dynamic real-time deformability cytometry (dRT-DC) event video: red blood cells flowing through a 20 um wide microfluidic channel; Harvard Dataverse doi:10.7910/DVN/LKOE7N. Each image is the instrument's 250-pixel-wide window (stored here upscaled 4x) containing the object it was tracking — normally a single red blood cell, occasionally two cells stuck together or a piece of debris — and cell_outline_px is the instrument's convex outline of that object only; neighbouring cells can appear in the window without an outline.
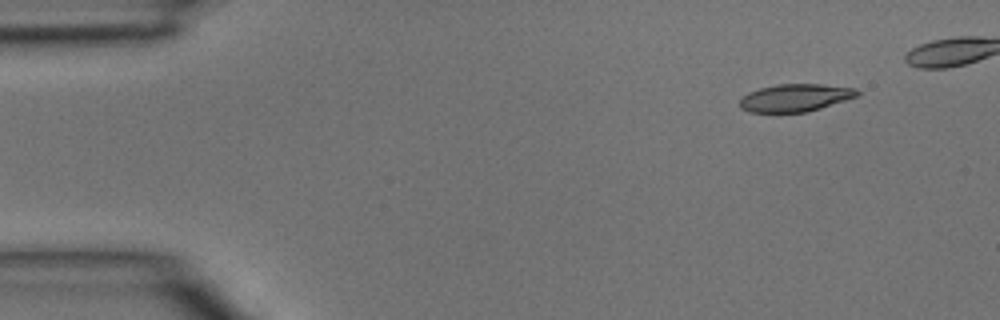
{"species": "common noctule bat (a hibernating species)", "species_latin": "Nyctalus noctula", "temperature_condition": "room temperature", "stored_images_in_passage": 4, "camera_frame_rate_fps": 3000, "um_per_image_px": 0.085, "animal": {"sex": "male", "body_mass_g": 15.6}, "frame": {"image": 1, "passage_image": 1, "time_ms": 0.0, "image_size_px": [1000, 320], "cell_outline_px": [[860, 92], [856, 96], [820, 108], [804, 112], [748, 112], [740, 108], [740, 96], [748, 92], [760, 88], [776, 84], [820, 84], [856, 88]], "centroid_in_image_um": [67.53, 8.3], "position_along_channel_um": 17.5, "area_um2": 18.79}}
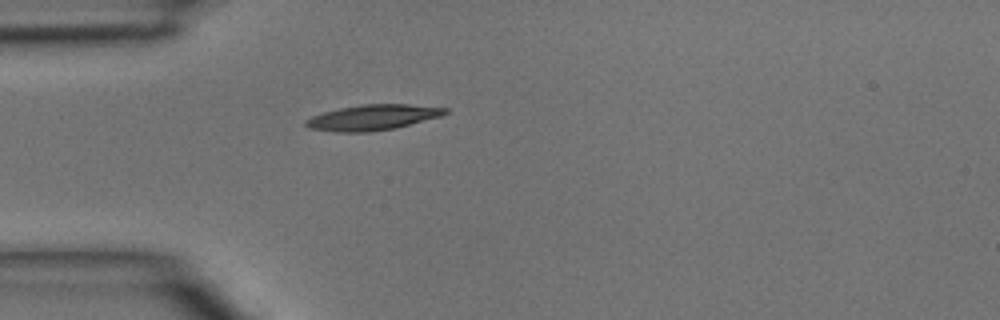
{"frame": {"image": 2, "passage_image": 4, "time_ms": 1.0, "image_size_px": [1000, 320], "cell_outline_px": [[448, 112], [440, 116], [396, 128], [368, 132], [336, 132], [308, 128], [304, 124], [304, 120], [312, 116], [324, 112], [340, 108], [364, 104], [408, 104], [448, 108]], "centroid_in_image_um": [31.65, 9.98], "position_along_channel_um": 53.3, "area_um2": 20.63}}